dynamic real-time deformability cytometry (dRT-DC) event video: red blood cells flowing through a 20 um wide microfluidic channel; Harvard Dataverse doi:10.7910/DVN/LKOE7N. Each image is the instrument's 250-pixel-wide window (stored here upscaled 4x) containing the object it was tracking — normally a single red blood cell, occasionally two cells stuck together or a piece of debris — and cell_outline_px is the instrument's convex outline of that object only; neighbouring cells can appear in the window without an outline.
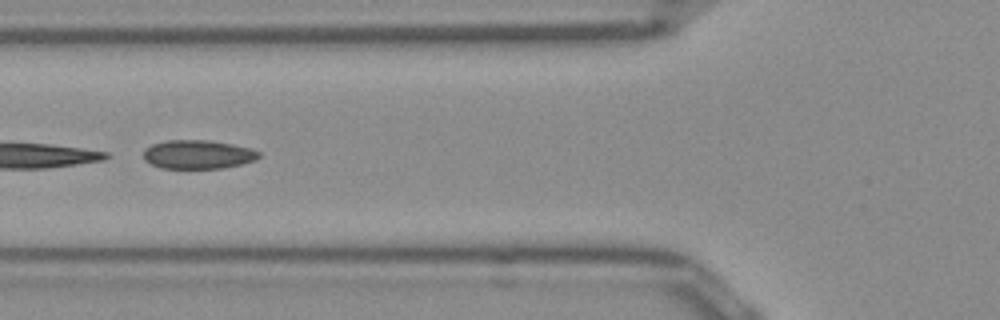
{"species": "Egyptian fruit bat (a non-hibernating species)", "species_latin": "Rousettus aegyptiacus", "temperature_condition": "room temperature", "stored_images_in_passage": 19, "camera_frame_rate_fps": 3000, "um_per_image_px": 0.085, "frame": {"image": 1, "passage_image": 14, "time_ms": 4.333, "image_size_px": [1000, 320], "cell_outline_px": [[260, 156], [256, 160], [224, 168], [160, 168], [144, 160], [144, 148], [152, 144], [168, 140], [208, 140], [232, 144], [252, 148], [260, 152]], "centroid_in_image_um": [16.83, 13.12], "position_along_channel_um": 109.0, "area_um2": 19.42}}